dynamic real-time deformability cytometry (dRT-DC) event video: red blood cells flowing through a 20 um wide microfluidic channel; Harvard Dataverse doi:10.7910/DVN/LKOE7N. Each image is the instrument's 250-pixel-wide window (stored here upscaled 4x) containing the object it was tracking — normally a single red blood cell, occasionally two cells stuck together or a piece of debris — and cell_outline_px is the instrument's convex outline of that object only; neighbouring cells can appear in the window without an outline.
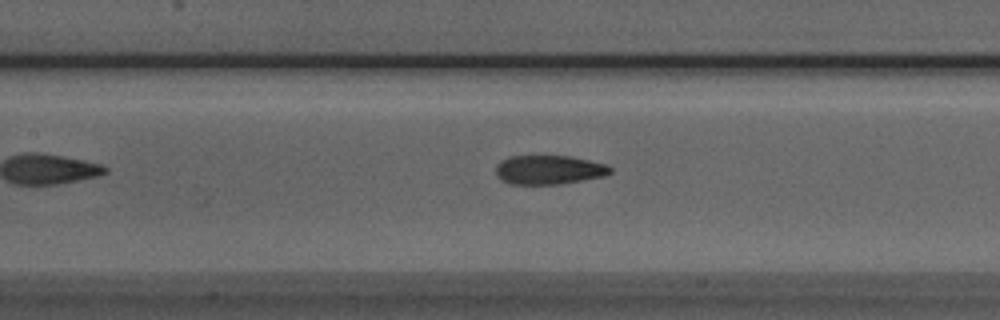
{"species": "Egyptian fruit bat (a non-hibernating species)", "species_latin": "Rousettus aegyptiacus", "temperature_condition": "room temperature", "stored_images_in_passage": 21, "camera_frame_rate_fps": 3000, "um_per_image_px": 0.085, "animal": {"sex": "male"}, "frame": {"image": 1, "passage_image": 8, "time_ms": 2.333, "image_size_px": [1000, 320], "cell_outline_px": [[612, 172], [604, 176], [560, 184], [508, 184], [496, 176], [496, 164], [500, 160], [508, 156], [568, 156], [608, 164], [612, 168]], "centroid_in_image_um": [46.63, 14.43], "position_along_channel_um": 160.8, "area_um2": 19.54}}
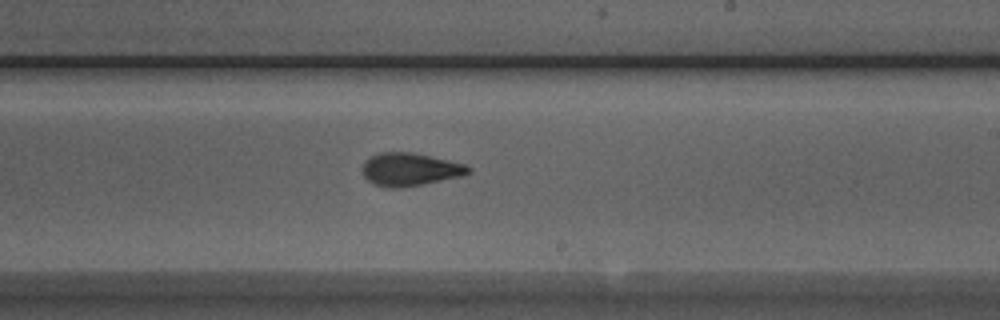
{"frame": {"image": 2, "passage_image": 15, "time_ms": 4.667, "image_size_px": [1000, 320], "cell_outline_px": [[472, 172], [464, 176], [420, 184], [396, 188], [388, 188], [372, 184], [364, 176], [364, 160], [380, 152], [412, 152], [448, 160], [464, 164], [472, 168]], "centroid_in_image_um": [34.87, 14.4], "position_along_channel_um": 254.1, "area_um2": 20.23}}
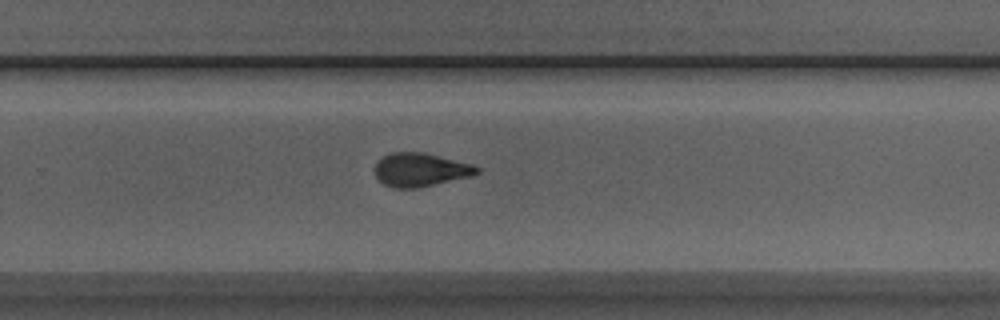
{"frame": {"image": 3, "passage_image": 18, "time_ms": 5.667, "image_size_px": [1000, 320], "cell_outline_px": [[480, 172], [468, 176], [416, 188], [392, 188], [384, 184], [376, 176], [376, 164], [384, 156], [392, 152], [424, 152], [472, 164], [480, 168]], "centroid_in_image_um": [35.73, 14.42], "position_along_channel_um": 294.1, "area_um2": 19.54}}